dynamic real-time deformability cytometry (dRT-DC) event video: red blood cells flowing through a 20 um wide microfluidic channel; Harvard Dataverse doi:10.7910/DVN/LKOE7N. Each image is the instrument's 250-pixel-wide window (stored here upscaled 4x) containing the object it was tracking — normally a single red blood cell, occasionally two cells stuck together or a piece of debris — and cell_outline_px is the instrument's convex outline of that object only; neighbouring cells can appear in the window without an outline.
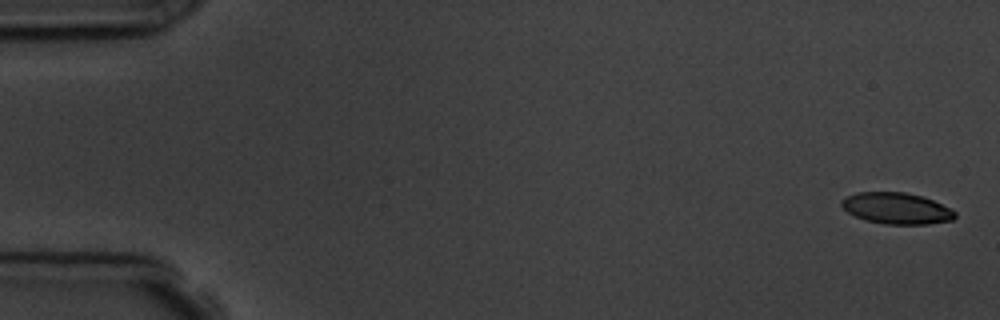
{"species": "common noctule bat (a hibernating species)", "species_latin": "Nyctalus noctula", "temperature_condition": "room temperature", "stored_images_in_passage": 5, "camera_frame_rate_fps": 3000, "um_per_image_px": 0.085, "animal": {"sex": "male", "body_mass_g": 19.5, "forearm_length_mm": 54.6}, "frame": {"image": 1, "passage_image": 1, "time_ms": 0.0, "image_size_px": [1000, 320], "cell_outline_px": [[956, 216], [952, 220], [928, 224], [884, 224], [864, 220], [848, 212], [840, 204], [840, 200], [856, 192], [904, 192], [920, 196], [932, 200], [952, 208], [956, 212]], "centroid_in_image_um": [76.21, 17.71], "position_along_channel_um": 8.8, "area_um2": 20.69}}
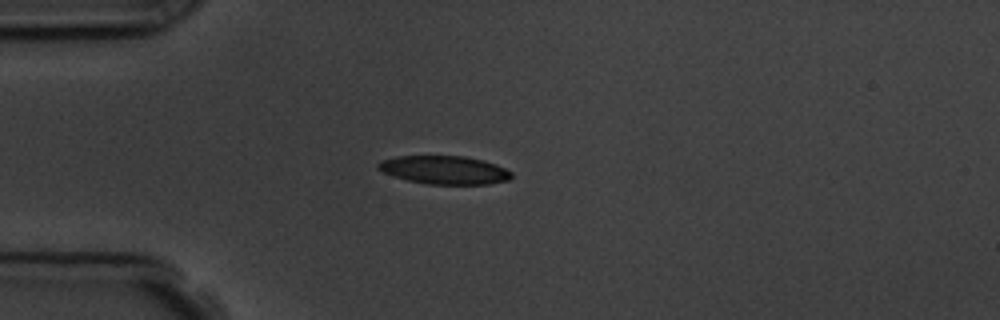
{"frame": {"image": 2, "passage_image": 4, "time_ms": 4.333, "image_size_px": [1000, 320], "cell_outline_px": [[512, 176], [508, 180], [488, 184], [428, 184], [408, 180], [384, 172], [376, 168], [376, 164], [384, 160], [396, 156], [464, 156], [484, 160], [496, 164], [512, 172]], "centroid_in_image_um": [37.8, 14.44], "position_along_channel_um": 47.2, "area_um2": 21.85}}